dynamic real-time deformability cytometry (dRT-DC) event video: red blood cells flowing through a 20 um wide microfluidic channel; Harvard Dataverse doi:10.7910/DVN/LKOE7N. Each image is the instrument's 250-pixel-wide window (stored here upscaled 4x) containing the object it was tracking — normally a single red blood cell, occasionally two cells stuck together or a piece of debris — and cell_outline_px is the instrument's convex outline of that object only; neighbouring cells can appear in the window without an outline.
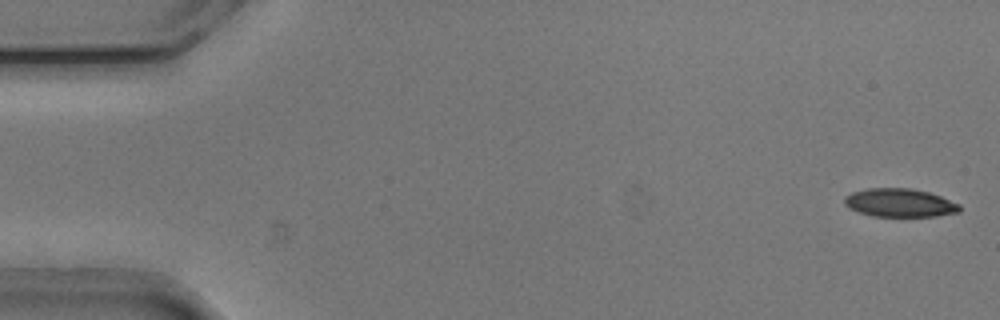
{"species": "common noctule bat (a hibernating species)", "species_latin": "Nyctalus noctula", "temperature_condition": "cold", "stored_images_in_passage": 54, "camera_frame_rate_fps": 3000, "um_per_image_px": 0.085, "animal": {"sex": "male", "body_mass_g": 20.5, "forearm_length_mm": 52.5}, "frame": {"image": 1, "passage_image": 2, "time_ms": 0.333, "image_size_px": [1000, 320], "cell_outline_px": [[960, 212], [936, 216], [872, 216], [856, 212], [848, 208], [844, 204], [844, 196], [852, 192], [868, 188], [912, 188], [928, 192], [940, 196], [960, 204]], "centroid_in_image_um": [76.44, 17.24], "position_along_channel_um": 8.6, "area_um2": 19.19}}
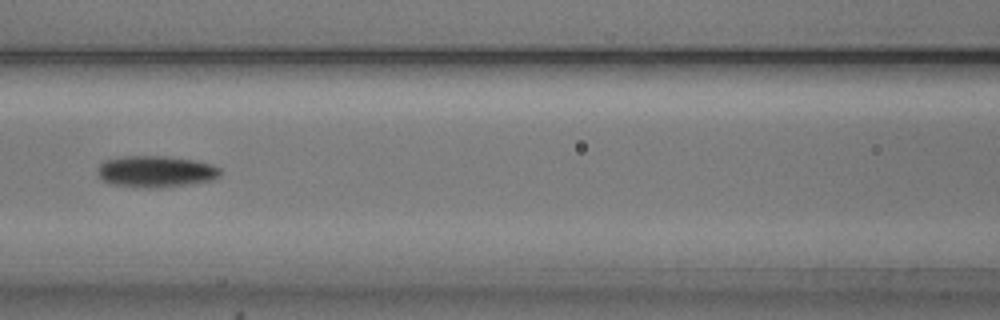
{"frame": {"image": 2, "passage_image": 24, "time_ms": 7.667, "image_size_px": [1000, 320], "cell_outline_px": [[220, 176], [212, 180], [188, 184], [160, 188], [144, 188], [108, 184], [100, 180], [96, 172], [96, 168], [104, 160], [124, 156], [164, 156], [196, 160], [212, 164], [220, 168]], "centroid_in_image_um": [13.19, 14.58], "position_along_channel_um": 153.4, "area_um2": 22.95}}
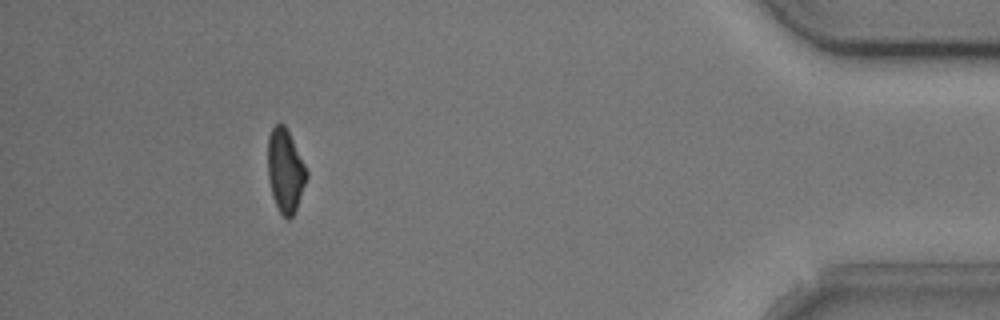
{"frame": {"image": 3, "passage_image": 49, "time_ms": 16.0, "image_size_px": [1000, 320], "cell_outline_px": [[308, 176], [296, 208], [292, 216], [288, 220], [280, 212], [272, 196], [268, 176], [268, 136], [272, 128], [276, 124], [284, 124], [308, 172]], "centroid_in_image_um": [24.24, 14.52], "position_along_channel_um": 411.0, "area_um2": 18.44}, "authors_computed_cell_mechanics": {"area_um2": 20.808, "velocity_mm_per_s": 3.79, "shape_relaxation_time_tau1_ms": 4.5485, "shape_relaxation_time_tau2_ms": null, "deformation_change_tau1": 0.139, "deformation_change_tau2": null}}